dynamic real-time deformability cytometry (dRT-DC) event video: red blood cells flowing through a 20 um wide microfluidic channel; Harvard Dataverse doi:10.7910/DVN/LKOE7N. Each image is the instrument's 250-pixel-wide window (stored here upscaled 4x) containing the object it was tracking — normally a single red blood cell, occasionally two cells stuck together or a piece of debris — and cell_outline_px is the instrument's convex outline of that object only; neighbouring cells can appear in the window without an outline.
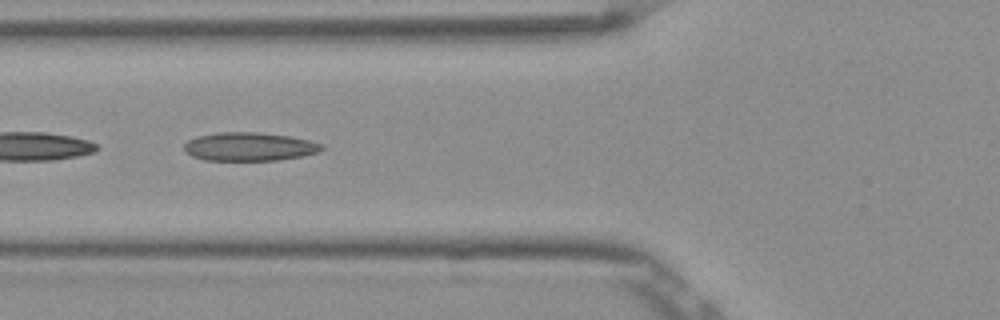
{"species": "Egyptian fruit bat (a non-hibernating species)", "species_latin": "Rousettus aegyptiacus", "temperature_condition": "room temperature", "stored_images_in_passage": 46, "camera_frame_rate_fps": 3000, "um_per_image_px": 0.085, "frame": {"image": 1, "passage_image": 14, "time_ms": 4.333, "image_size_px": [1000, 320], "cell_outline_px": [[324, 148], [316, 152], [300, 156], [276, 160], [204, 160], [192, 156], [184, 152], [184, 144], [188, 140], [196, 136], [216, 132], [256, 132], [288, 136], [308, 140], [324, 144]], "centroid_in_image_um": [21.13, 12.46], "position_along_channel_um": 104.7, "area_um2": 22.77}}
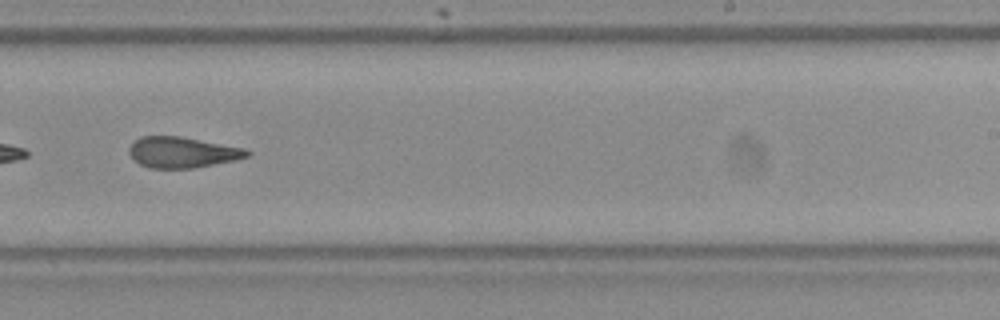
{"frame": {"image": 2, "passage_image": 27, "time_ms": 8.667, "image_size_px": [1000, 320], "cell_outline_px": [[252, 156], [236, 160], [196, 168], [148, 168], [140, 164], [128, 152], [128, 148], [140, 136], [180, 136], [244, 148], [252, 152]], "centroid_in_image_um": [15.54, 12.95], "position_along_channel_um": 273.5, "area_um2": 21.27}}
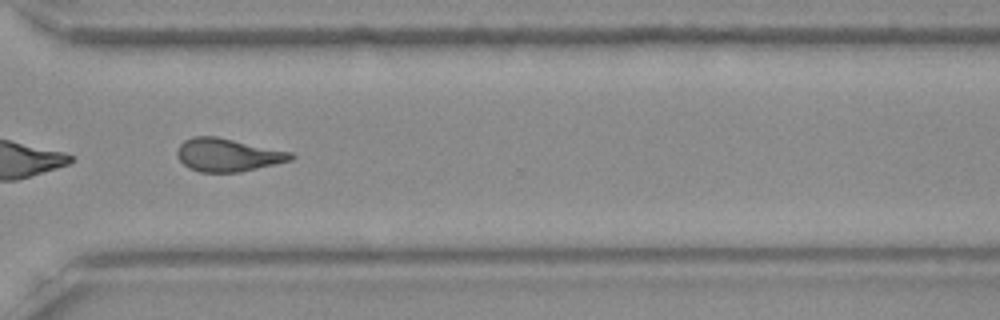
{"frame": {"image": 3, "passage_image": 33, "time_ms": 10.667, "image_size_px": [1000, 320], "cell_outline_px": [[296, 156], [292, 160], [276, 164], [240, 172], [200, 172], [188, 168], [176, 156], [176, 152], [180, 144], [184, 140], [192, 136], [216, 136], [292, 152]], "centroid_in_image_um": [19.35, 13.17], "position_along_channel_um": 351.2, "area_um2": 22.02}, "authors_computed_cell_mechanics": {"area_um2": 22.1085, "velocity_mm_per_s": 3.886, "shape_relaxation_time_tau1_ms": null, "shape_relaxation_time_tau2_ms": 3.7621, "deformation_change_tau1": null, "deformation_change_tau2": 0.14}}